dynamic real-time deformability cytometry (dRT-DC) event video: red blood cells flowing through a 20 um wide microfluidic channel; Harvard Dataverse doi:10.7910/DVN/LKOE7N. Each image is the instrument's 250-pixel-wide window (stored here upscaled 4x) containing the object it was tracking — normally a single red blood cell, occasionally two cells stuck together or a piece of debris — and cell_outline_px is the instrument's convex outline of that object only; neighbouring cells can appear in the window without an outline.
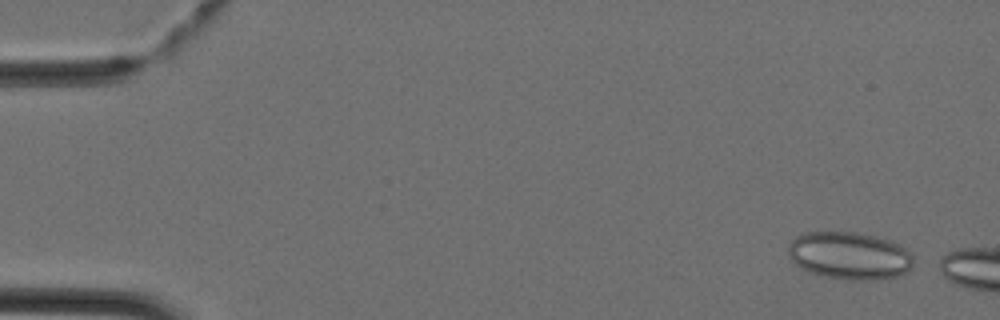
{"species": "Egyptian fruit bat (a non-hibernating species)", "species_latin": "Rousettus aegyptiacus", "temperature_condition": "cold", "stored_images_in_passage": 6, "camera_frame_rate_fps": 3000, "um_per_image_px": 0.085, "animal": {"sex": "female"}, "frame": {"image": 1, "passage_image": 1, "time_ms": 0.0, "image_size_px": [1000, 320], "cell_outline_px": [[912, 264], [904, 272], [896, 276], [876, 280], [852, 280], [824, 276], [812, 272], [796, 264], [788, 256], [788, 244], [796, 236], [804, 232], [856, 232], [888, 240], [900, 244], [912, 256]], "centroid_in_image_um": [72.17, 21.72], "position_along_channel_um": 12.8, "area_um2": 34.28}}